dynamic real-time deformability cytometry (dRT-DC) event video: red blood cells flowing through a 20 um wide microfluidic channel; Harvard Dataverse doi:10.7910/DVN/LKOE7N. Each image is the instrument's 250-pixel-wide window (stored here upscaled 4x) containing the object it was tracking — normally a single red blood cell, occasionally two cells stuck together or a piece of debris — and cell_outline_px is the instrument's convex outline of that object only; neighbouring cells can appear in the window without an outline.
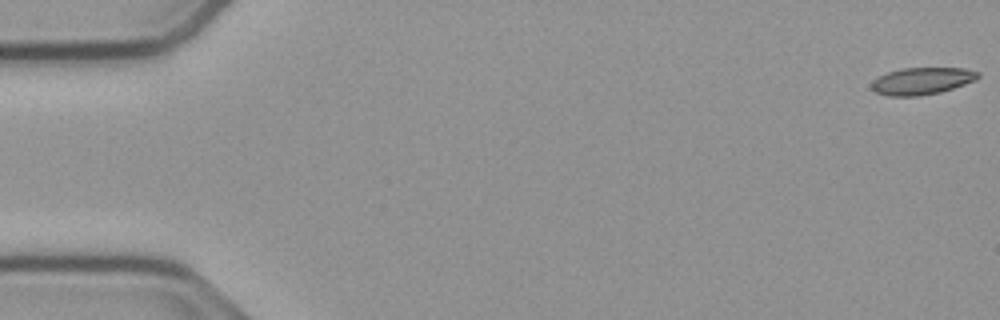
{"species": "common noctule bat (a hibernating species)", "species_latin": "Nyctalus noctula", "temperature_condition": "cold", "stored_images_in_passage": 15, "camera_frame_rate_fps": 3000, "um_per_image_px": 0.085, "animal": {"sex": "male", "body_mass_g": 23.1, "forearm_length_mm": 52.7}, "frame": {"image": 1, "passage_image": 1, "time_ms": 0.0, "image_size_px": [1000, 320], "cell_outline_px": [[980, 76], [976, 80], [940, 92], [920, 96], [888, 96], [876, 92], [872, 88], [872, 80], [888, 72], [900, 68], [964, 68], [980, 72]], "centroid_in_image_um": [78.37, 6.88], "position_along_channel_um": 6.6, "area_um2": 16.76}}
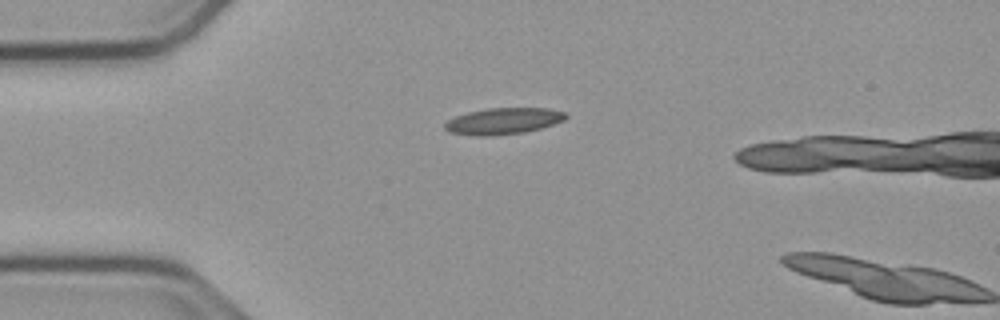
{"frame": {"image": 2, "passage_image": 14, "time_ms": 4.333, "image_size_px": [1000, 320], "cell_outline_px": [[568, 116], [564, 120], [540, 128], [524, 132], [488, 136], [476, 136], [448, 132], [444, 128], [444, 124], [448, 120], [456, 116], [468, 112], [488, 108], [548, 108], [564, 112]], "centroid_in_image_um": [42.75, 10.29], "position_along_channel_um": 42.2, "area_um2": 18.5}}